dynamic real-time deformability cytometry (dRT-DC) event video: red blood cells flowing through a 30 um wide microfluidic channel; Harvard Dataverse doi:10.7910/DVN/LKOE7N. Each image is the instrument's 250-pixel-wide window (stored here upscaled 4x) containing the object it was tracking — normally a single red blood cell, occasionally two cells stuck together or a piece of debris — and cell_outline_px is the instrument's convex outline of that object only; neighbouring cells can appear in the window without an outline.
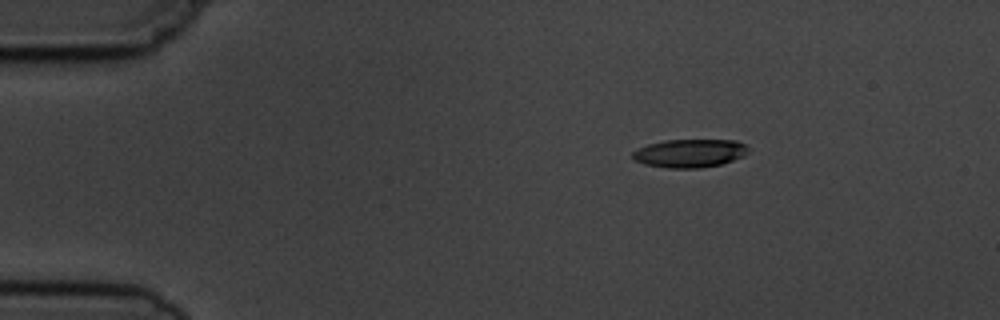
{"species": "common noctule bat (a hibernating species)", "species_latin": "Nyctalus noctula", "temperature_condition": "cold", "stored_images_in_passage": 3, "camera_frame_rate_fps": 3000, "um_per_image_px": 0.085, "animal": {"sex": "male", "body_mass_g": 19.5, "forearm_length_mm": 54.6}, "frame": {"image": 1, "passage_image": 1, "time_ms": 0.0, "image_size_px": [1000, 320], "cell_outline_px": [[748, 152], [744, 156], [720, 164], [700, 168], [668, 168], [644, 164], [636, 160], [632, 156], [632, 152], [648, 144], [664, 140], [736, 140], [744, 144], [748, 148]], "centroid_in_image_um": [58.64, 13.02], "position_along_channel_um": 26.4, "area_um2": 18.96}}